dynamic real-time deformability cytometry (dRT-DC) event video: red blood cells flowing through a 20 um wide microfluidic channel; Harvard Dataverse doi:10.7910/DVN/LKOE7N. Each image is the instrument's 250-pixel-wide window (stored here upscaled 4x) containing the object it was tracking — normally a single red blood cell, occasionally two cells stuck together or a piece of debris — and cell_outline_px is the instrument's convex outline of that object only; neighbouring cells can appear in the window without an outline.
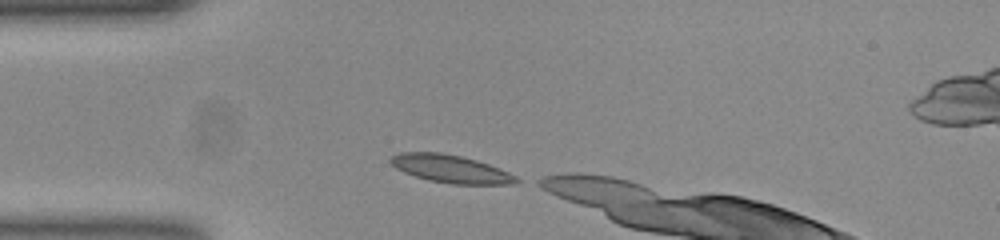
{"species": "common noctule bat (a hibernating species)", "species_latin": "Nyctalus noctula", "temperature_condition": "room temperature", "stored_images_in_passage": 13, "camera_frame_rate_fps": 3000, "um_per_image_px": 0.085, "animal": {"sex": "female", "body_mass_g": 23.0, "forearm_length_mm": 53.4}, "frame": {"image": 1, "passage_image": 1, "time_ms": 0.0, "image_size_px": [1000, 240], "cell_outline_px": [[524, 180], [516, 184], [452, 184], [428, 180], [404, 172], [396, 168], [388, 160], [392, 156], [400, 152], [440, 152], [460, 156], [476, 160], [488, 164], [508, 172]], "centroid_in_image_um": [38.34, 14.36], "position_along_channel_um": 46.7, "area_um2": 20.4}}
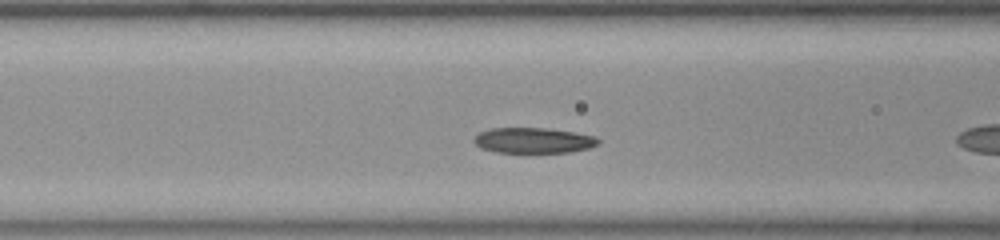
{"frame": {"image": 2, "passage_image": 8, "time_ms": 2.333, "image_size_px": [1000, 240], "cell_outline_px": [[600, 144], [588, 148], [572, 152], [496, 152], [480, 148], [472, 140], [480, 132], [492, 128], [544, 128], [572, 132], [596, 136], [600, 140]], "centroid_in_image_um": [45.35, 11.94], "position_along_channel_um": 121.2, "area_um2": 18.38}}
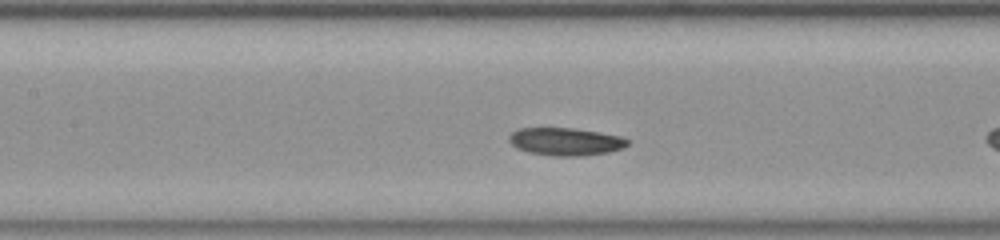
{"frame": {"image": 3, "passage_image": 11, "time_ms": 3.333, "image_size_px": [1000, 240], "cell_outline_px": [[628, 144], [624, 148], [608, 152], [580, 156], [552, 156], [528, 152], [516, 148], [508, 140], [508, 136], [512, 132], [520, 128], [572, 128], [620, 136], [628, 140]], "centroid_in_image_um": [48.04, 12.04], "position_along_channel_um": 159.4, "area_um2": 19.07}}